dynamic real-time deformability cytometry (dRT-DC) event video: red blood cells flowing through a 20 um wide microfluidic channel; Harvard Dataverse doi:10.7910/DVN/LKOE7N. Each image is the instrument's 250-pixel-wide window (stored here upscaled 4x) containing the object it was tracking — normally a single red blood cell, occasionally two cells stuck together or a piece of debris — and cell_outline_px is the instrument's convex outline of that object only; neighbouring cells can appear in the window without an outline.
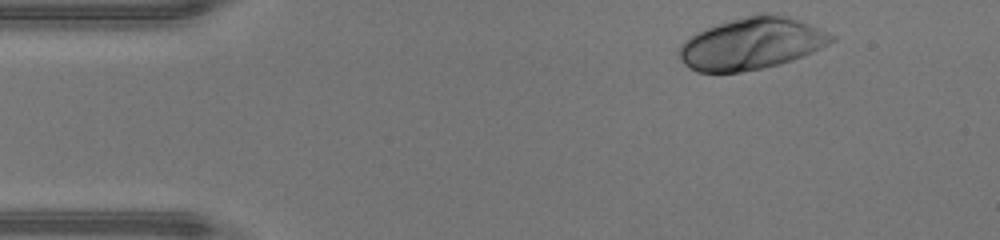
{"species": "human", "species_latin": "Homo sapiens", "temperature_condition": "warm", "stored_images_in_passage": 36, "camera_frame_rate_fps": 3000, "um_per_image_px": 0.085, "donor": {"sex": "male"}, "frame": {"image": 1, "passage_image": 1, "time_ms": 0.0, "image_size_px": [1000, 240], "cell_outline_px": [[836, 40], [804, 56], [780, 64], [764, 68], [740, 72], [696, 72], [688, 68], [684, 64], [680, 56], [680, 44], [696, 32], [756, 12], [776, 12], [800, 20], [820, 28], [836, 36]], "centroid_in_image_um": [63.92, 3.69], "position_along_channel_um": 21.1, "area_um2": 46.24}}
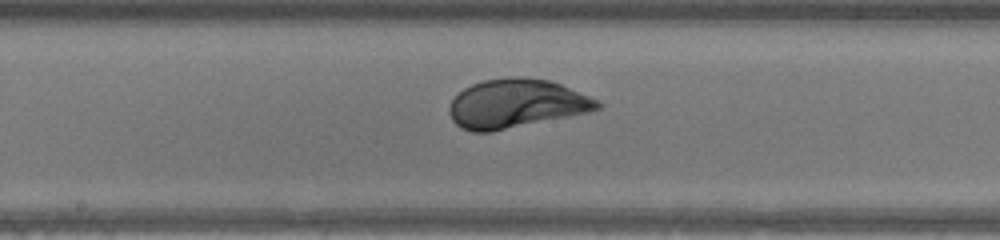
{"frame": {"image": 2, "passage_image": 19, "time_ms": 6.0, "image_size_px": [1000, 240], "cell_outline_px": [[604, 104], [600, 108], [592, 112], [492, 132], [472, 132], [460, 128], [452, 120], [448, 112], [448, 108], [452, 100], [464, 88], [472, 84], [484, 80], [508, 76], [524, 76], [548, 80], [560, 84], [588, 96]], "centroid_in_image_um": [43.87, 8.82], "position_along_channel_um": 204.3, "area_um2": 42.48}}
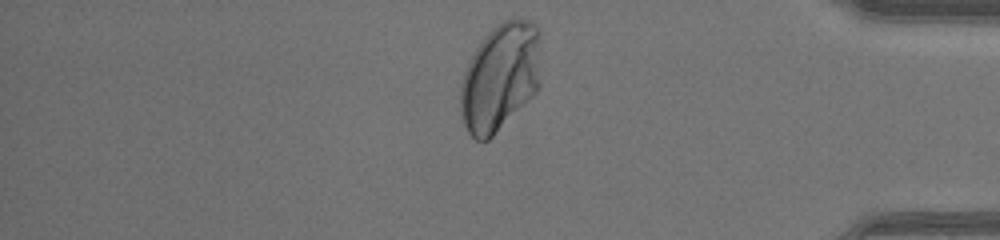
{"frame": {"image": 3, "passage_image": 34, "time_ms": 11.0, "image_size_px": [1000, 240], "cell_outline_px": [[540, 88], [488, 140], [476, 140], [468, 132], [460, 116], [460, 84], [468, 60], [484, 36], [496, 24], [512, 16], [516, 16], [528, 20], [536, 24], [540, 28]], "centroid_in_image_um": [42.53, 6.49], "position_along_channel_um": 392.7, "area_um2": 51.33}, "authors_computed_cell_mechanics": {"area_um2": 41.905, "velocity_mm_per_s": 4.3911, "shape_relaxation_time_tau1_ms": 2.1583, "shape_relaxation_time_tau2_ms": null, "deformation_change_tau1": 0.164, "deformation_change_tau2": null}}